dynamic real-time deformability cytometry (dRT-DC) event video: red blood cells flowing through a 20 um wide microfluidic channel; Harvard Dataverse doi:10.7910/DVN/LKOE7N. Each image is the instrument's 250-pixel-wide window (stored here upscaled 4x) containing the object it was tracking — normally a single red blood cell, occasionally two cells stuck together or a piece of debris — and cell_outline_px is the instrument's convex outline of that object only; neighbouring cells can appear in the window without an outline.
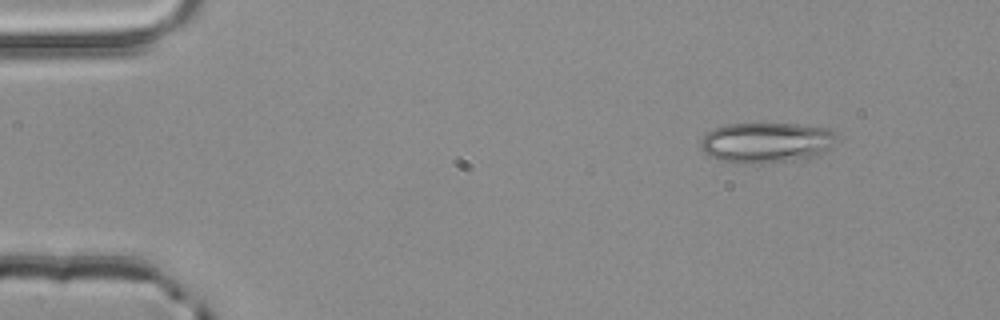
{"species": "common noctule bat (a hibernating species)", "species_latin": "Nyctalus noctula", "temperature_condition": "room temperature", "stored_images_in_passage": 4, "camera_frame_rate_fps": 3000, "um_per_image_px": 0.085, "animal": {"sex": "male", "body_mass_g": 20.4}, "frame": {"image": 1, "passage_image": 1, "time_ms": 0.0, "image_size_px": [1000, 320], "cell_outline_px": [[836, 144], [824, 152], [816, 156], [792, 160], [760, 164], [732, 164], [720, 160], [704, 152], [700, 148], [700, 140], [712, 128], [724, 124], [800, 124], [828, 128], [836, 136]], "centroid_in_image_um": [65.12, 12.13], "position_along_channel_um": 19.9, "area_um2": 32.43}}